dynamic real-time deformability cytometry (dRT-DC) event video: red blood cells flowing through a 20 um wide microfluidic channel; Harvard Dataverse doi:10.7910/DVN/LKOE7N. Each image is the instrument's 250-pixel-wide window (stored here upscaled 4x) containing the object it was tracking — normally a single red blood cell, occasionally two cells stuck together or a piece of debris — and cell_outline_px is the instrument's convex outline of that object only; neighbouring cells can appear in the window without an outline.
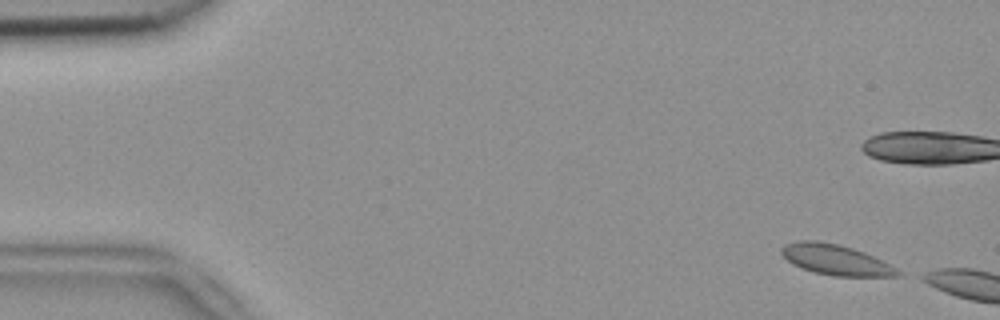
{"species": "common noctule bat (a hibernating species)", "species_latin": "Nyctalus noctula", "temperature_condition": "room temperature", "stored_images_in_passage": 2, "camera_frame_rate_fps": 3000, "um_per_image_px": 0.085, "animal": {"sex": "female", "body_mass_g": 18.4}, "frame": {"image": 1, "passage_image": 1, "time_ms": 0.0, "image_size_px": [1000, 320], "cell_outline_px": [[904, 272], [900, 276], [832, 276], [812, 272], [800, 268], [792, 264], [780, 252], [780, 248], [784, 244], [800, 240], [816, 240], [840, 244], [864, 252]], "centroid_in_image_um": [71.0, 22.08], "position_along_channel_um": 14.0, "area_um2": 20.75}}